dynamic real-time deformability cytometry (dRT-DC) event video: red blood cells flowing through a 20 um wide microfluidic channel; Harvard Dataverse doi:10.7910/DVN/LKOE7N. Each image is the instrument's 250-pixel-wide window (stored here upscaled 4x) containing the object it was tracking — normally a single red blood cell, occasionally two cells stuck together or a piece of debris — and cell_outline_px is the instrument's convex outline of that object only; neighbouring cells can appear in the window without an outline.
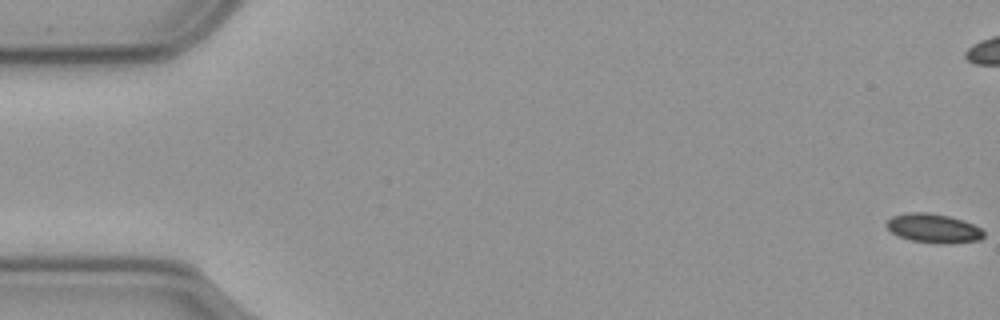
{"species": "common noctule bat (a hibernating species)", "species_latin": "Nyctalus noctula", "temperature_condition": "cold", "stored_images_in_passage": 11, "camera_frame_rate_fps": 3000, "um_per_image_px": 0.085, "animal": {"sex": "male", "body_mass_g": 23.1, "forearm_length_mm": 52.7}, "frame": {"image": 1, "passage_image": 1, "time_ms": 0.0, "image_size_px": [1000, 320], "cell_outline_px": [[984, 236], [980, 240], [948, 244], [936, 244], [912, 240], [900, 236], [892, 232], [884, 224], [892, 216], [908, 212], [928, 212], [948, 216], [964, 220], [980, 228], [984, 232]], "centroid_in_image_um": [79.35, 19.4], "position_along_channel_um": 5.6, "area_um2": 16.53}}